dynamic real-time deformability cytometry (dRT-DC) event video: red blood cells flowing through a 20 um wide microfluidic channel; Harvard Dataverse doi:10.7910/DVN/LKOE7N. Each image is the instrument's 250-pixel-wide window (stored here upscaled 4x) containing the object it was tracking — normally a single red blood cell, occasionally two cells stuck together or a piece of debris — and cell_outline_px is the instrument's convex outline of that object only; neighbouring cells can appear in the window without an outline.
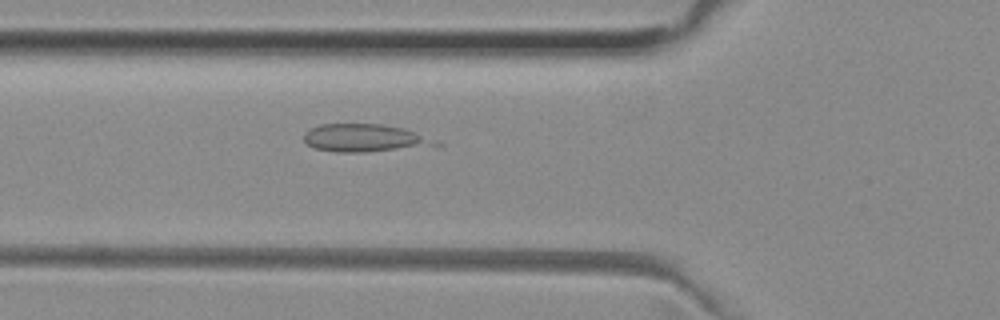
{"species": "common noctule bat (a hibernating species)", "species_latin": "Nyctalus noctula", "temperature_condition": "room temperature", "stored_images_in_passage": 40, "camera_frame_rate_fps": 3000, "um_per_image_px": 0.085, "animal": {"sex": "female", "body_mass_g": 29.2, "forearm_length_mm": 56.3}, "frame": {"image": 1, "passage_image": 8, "time_ms": 2.333, "image_size_px": [1000, 320], "cell_outline_px": [[444, 144], [364, 152], [336, 152], [312, 148], [304, 140], [304, 132], [320, 124], [380, 124], [404, 128], [436, 140]], "centroid_in_image_um": [30.94, 11.73], "position_along_channel_um": 94.9, "area_um2": 21.04}}
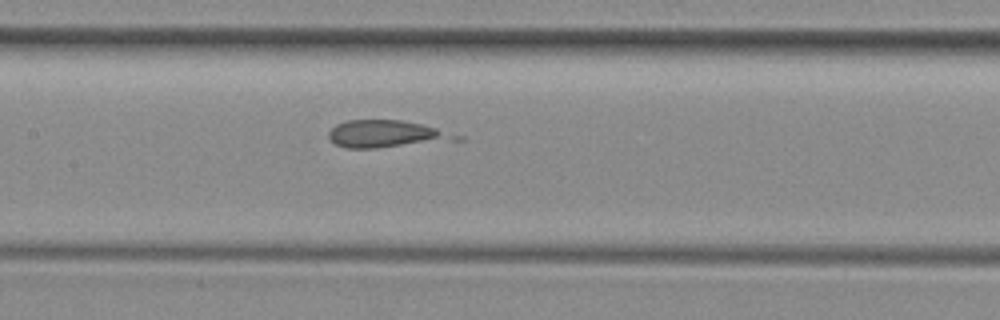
{"frame": {"image": 2, "passage_image": 14, "time_ms": 4.333, "image_size_px": [1000, 320], "cell_outline_px": [[464, 140], [376, 148], [344, 148], [336, 144], [328, 136], [328, 132], [336, 124], [348, 120], [400, 120], [420, 124], [436, 128], [464, 136]], "centroid_in_image_um": [32.89, 11.4], "position_along_channel_um": 174.5, "area_um2": 20.35}}
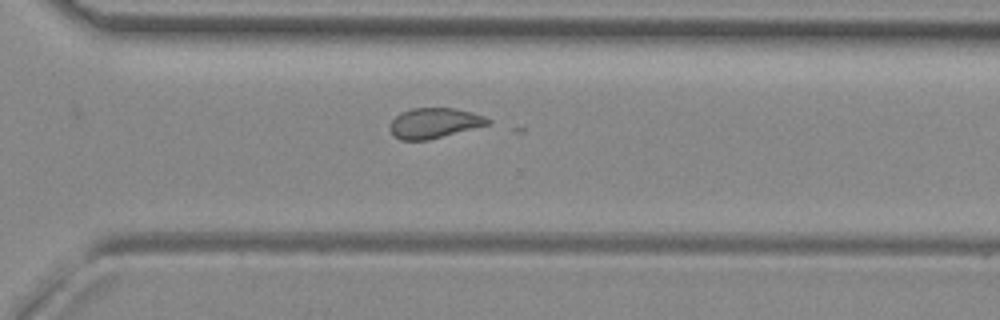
{"frame": {"image": 3, "passage_image": 26, "time_ms": 8.333, "image_size_px": [1000, 320], "cell_outline_px": [[492, 120], [488, 124], [428, 140], [400, 140], [388, 128], [392, 120], [400, 112], [412, 108], [452, 108], [472, 112], [484, 116]], "centroid_in_image_um": [36.88, 10.45], "position_along_channel_um": 333.7, "area_um2": 17.05}}